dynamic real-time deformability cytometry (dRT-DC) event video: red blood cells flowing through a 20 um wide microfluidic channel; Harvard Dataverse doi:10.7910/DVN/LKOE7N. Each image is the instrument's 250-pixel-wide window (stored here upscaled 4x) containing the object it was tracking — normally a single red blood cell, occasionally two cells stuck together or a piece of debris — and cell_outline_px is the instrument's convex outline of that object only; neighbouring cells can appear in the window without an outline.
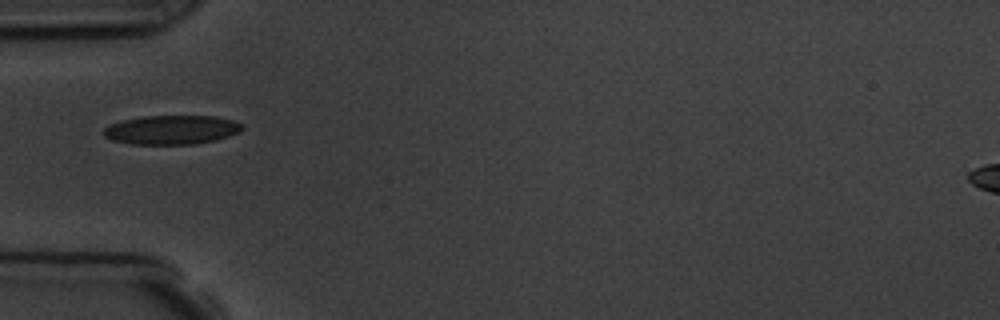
{"species": "common noctule bat (a hibernating species)", "species_latin": "Nyctalus noctula", "temperature_condition": "room temperature", "stored_images_in_passage": 1, "camera_frame_rate_fps": 3000, "um_per_image_px": 0.085, "animal": {"sex": "male", "body_mass_g": 19.5, "forearm_length_mm": 54.6}, "frame": {"image": 1, "passage_image": 1, "time_ms": 0.0, "image_size_px": [1000, 320], "cell_outline_px": [[244, 128], [240, 132], [216, 140], [196, 144], [132, 144], [112, 140], [104, 136], [100, 132], [108, 124], [124, 120], [144, 116], [216, 116], [236, 120]], "centroid_in_image_um": [14.58, 11.03], "position_along_channel_um": 70.4, "area_um2": 23.7}}